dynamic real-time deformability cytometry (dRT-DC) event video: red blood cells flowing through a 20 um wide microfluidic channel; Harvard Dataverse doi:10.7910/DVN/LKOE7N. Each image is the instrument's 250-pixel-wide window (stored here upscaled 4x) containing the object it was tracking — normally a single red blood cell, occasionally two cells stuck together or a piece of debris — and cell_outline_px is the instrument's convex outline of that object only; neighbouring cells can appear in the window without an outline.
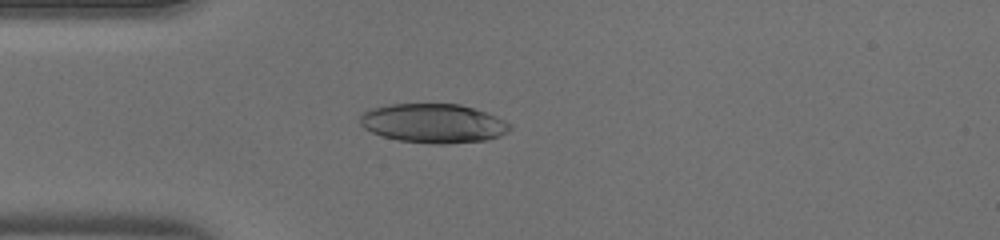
{"species": "human", "species_latin": "Homo sapiens", "temperature_condition": "warm", "stored_images_in_passage": 45, "camera_frame_rate_fps": 3000, "um_per_image_px": 0.085, "donor": {"sex": "male"}, "frame": {"image": 1, "passage_image": 12, "time_ms": 3.667, "image_size_px": [1000, 240], "cell_outline_px": [[512, 128], [508, 132], [500, 136], [488, 140], [444, 144], [436, 144], [400, 140], [384, 136], [372, 132], [364, 128], [360, 124], [360, 112], [372, 108], [388, 104], [460, 104], [488, 112], [512, 124]], "centroid_in_image_um": [36.86, 10.47], "position_along_channel_um": 48.1, "area_um2": 34.39}}
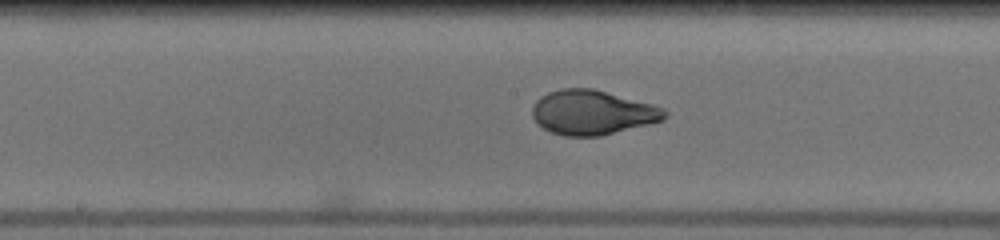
{"frame": {"image": 2, "passage_image": 23, "time_ms": 7.333, "image_size_px": [1000, 240], "cell_outline_px": [[668, 116], [664, 120], [600, 136], [564, 136], [552, 132], [544, 128], [532, 116], [532, 104], [540, 96], [548, 92], [560, 88], [592, 88], [652, 104], [664, 108], [668, 112]], "centroid_in_image_um": [50.35, 9.55], "position_along_channel_um": 197.8, "area_um2": 34.33}}
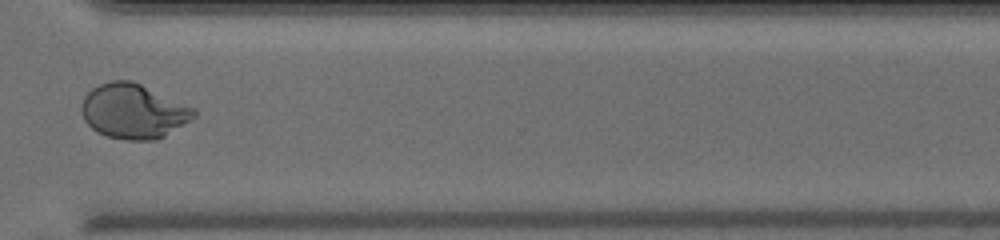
{"frame": {"image": 3, "passage_image": 34, "time_ms": 11.0, "image_size_px": [1000, 240], "cell_outline_px": [[196, 116], [164, 136], [156, 140], [124, 140], [108, 136], [96, 132], [84, 120], [80, 108], [80, 104], [84, 96], [92, 88], [100, 84], [112, 80], [132, 80], [196, 108]], "centroid_in_image_um": [11.32, 9.45], "position_along_channel_um": 359.3, "area_um2": 35.95}}